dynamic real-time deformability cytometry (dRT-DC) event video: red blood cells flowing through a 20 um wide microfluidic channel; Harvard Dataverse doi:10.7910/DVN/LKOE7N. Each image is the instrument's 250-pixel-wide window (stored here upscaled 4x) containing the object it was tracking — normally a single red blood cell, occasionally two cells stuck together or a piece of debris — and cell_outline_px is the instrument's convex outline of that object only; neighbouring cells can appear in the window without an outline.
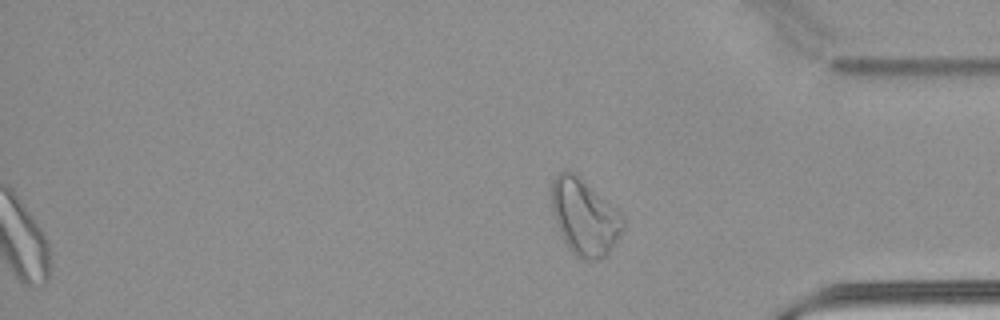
{"species": "common noctule bat (a hibernating species)", "species_latin": "Nyctalus noctula", "temperature_condition": "warm", "stored_images_in_passage": 54, "segment_of_instrument_passage": [2, 2], "camera_frame_rate_fps": 3000, "um_per_image_px": 0.085, "animal": {"sex": "male", "body_mass_g": 21.5, "forearm_length_mm": 52.0}, "frame": {"image": 1, "passage_image": 54, "time_ms": 17.667, "image_size_px": [1000, 320], "cell_outline_px": [[624, 228], [608, 256], [596, 260], [580, 260], [572, 252], [564, 240], [560, 232], [552, 212], [552, 180], [564, 168], [580, 176], [620, 212], [624, 216]], "centroid_in_image_um": [49.7, 18.46], "position_along_channel_um": 385.5, "area_um2": 31.85}}